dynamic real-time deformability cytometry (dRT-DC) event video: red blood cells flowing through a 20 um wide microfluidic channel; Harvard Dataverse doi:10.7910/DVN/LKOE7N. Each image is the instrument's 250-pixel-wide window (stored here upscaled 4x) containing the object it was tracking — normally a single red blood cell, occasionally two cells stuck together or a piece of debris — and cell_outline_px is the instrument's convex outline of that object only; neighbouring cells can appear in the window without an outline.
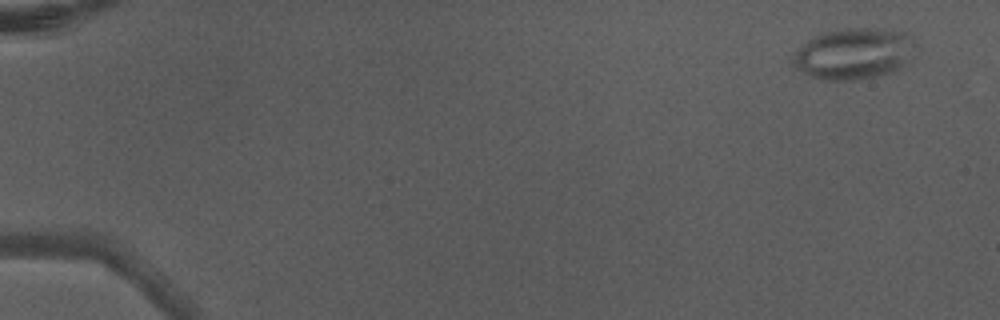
{"species": "Egyptian fruit bat (a non-hibernating species)", "species_latin": "Rousettus aegyptiacus", "temperature_condition": "warm", "stored_images_in_passage": 4, "camera_frame_rate_fps": 3000, "um_per_image_px": 0.085, "animal": {"sex": "male"}, "frame": {"image": 1, "passage_image": 1, "time_ms": 0.0, "image_size_px": [1000, 320], "cell_outline_px": [[912, 56], [900, 72], [856, 80], [820, 80], [804, 72], [800, 68], [796, 60], [800, 48], [808, 40], [820, 32], [836, 28], [880, 28], [908, 32], [912, 36]], "centroid_in_image_um": [72.69, 4.55], "position_along_channel_um": 12.3, "area_um2": 36.53}}